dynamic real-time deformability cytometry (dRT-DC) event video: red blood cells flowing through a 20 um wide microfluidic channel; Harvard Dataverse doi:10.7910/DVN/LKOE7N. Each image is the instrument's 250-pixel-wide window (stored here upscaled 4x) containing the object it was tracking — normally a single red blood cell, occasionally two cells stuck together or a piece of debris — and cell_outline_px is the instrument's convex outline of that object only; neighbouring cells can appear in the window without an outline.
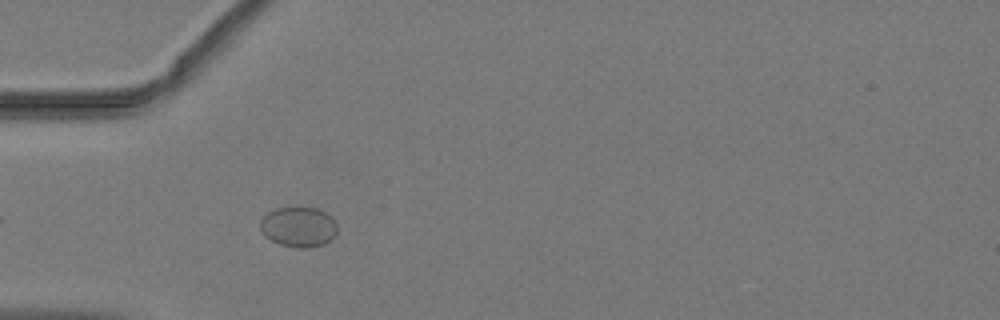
{"species": "common noctule bat (a hibernating species)", "species_latin": "Nyctalus noctula", "temperature_condition": "warm", "stored_images_in_passage": 25, "camera_frame_rate_fps": 3000, "um_per_image_px": 0.085, "animal": {"sex": "male", "body_mass_g": 19.2, "forearm_length_mm": 51.8}, "frame": {"image": 1, "passage_image": 4, "time_ms": 1.0, "image_size_px": [1000, 320], "cell_outline_px": [[336, 236], [324, 244], [308, 248], [296, 248], [280, 244], [264, 236], [260, 232], [260, 220], [268, 212], [276, 208], [316, 208], [332, 216], [336, 224]], "centroid_in_image_um": [25.37, 19.3], "position_along_channel_um": 59.6, "area_um2": 18.09}}